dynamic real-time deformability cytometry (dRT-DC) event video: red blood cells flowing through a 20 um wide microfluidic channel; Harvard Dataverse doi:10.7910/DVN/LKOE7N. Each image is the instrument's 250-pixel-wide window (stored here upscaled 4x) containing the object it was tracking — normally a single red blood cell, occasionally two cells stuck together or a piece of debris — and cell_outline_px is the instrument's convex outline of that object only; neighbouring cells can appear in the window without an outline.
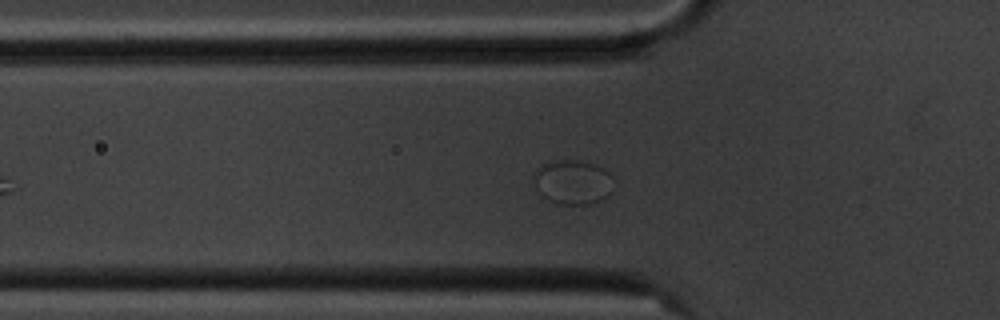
{"species": "common noctule bat (a hibernating species)", "species_latin": "Nyctalus noctula", "temperature_condition": "cold", "stored_images_in_passage": 39, "camera_frame_rate_fps": 3000, "um_per_image_px": 0.085, "animal": {"sex": "male", "body_mass_g": 20.1, "forearm_length_mm": 53.5}, "frame": {"image": 1, "passage_image": 8, "time_ms": 2.333, "image_size_px": [1000, 320], "cell_outline_px": [[616, 184], [612, 192], [608, 196], [600, 200], [588, 204], [556, 204], [540, 196], [536, 188], [532, 176], [536, 168], [544, 164], [556, 160], [580, 160], [592, 164], [608, 172], [616, 180]], "centroid_in_image_um": [48.69, 15.49], "position_along_channel_um": 77.1, "area_um2": 21.1}}
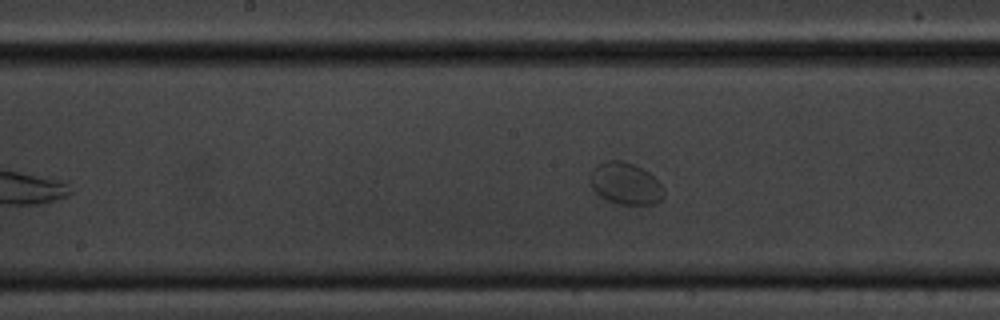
{"frame": {"image": 2, "passage_image": 18, "time_ms": 5.667, "image_size_px": [1000, 320], "cell_outline_px": [[664, 196], [656, 204], [616, 204], [604, 200], [592, 188], [588, 180], [588, 176], [592, 168], [596, 164], [604, 160], [624, 160], [636, 164], [648, 172], [664, 188]], "centroid_in_image_um": [53.11, 15.58], "position_along_channel_um": 195.1, "area_um2": 18.5}}
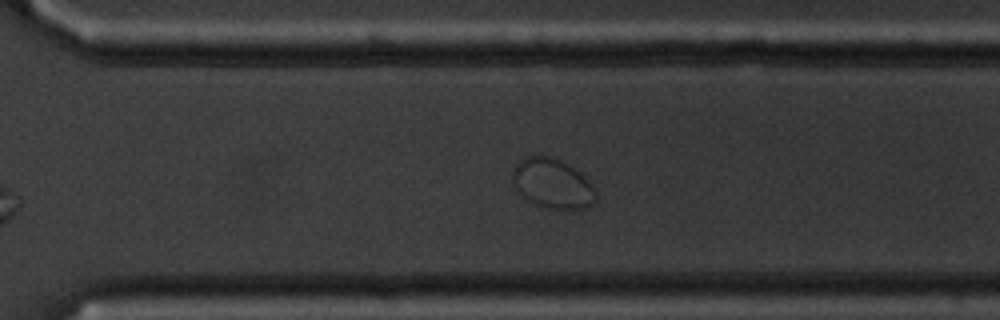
{"frame": {"image": 3, "passage_image": 29, "time_ms": 9.333, "image_size_px": [1000, 320], "cell_outline_px": [[596, 200], [588, 208], [548, 208], [524, 200], [520, 196], [512, 184], [512, 172], [516, 164], [520, 160], [528, 156], [556, 156], [580, 172], [592, 184], [596, 192]], "centroid_in_image_um": [46.93, 15.59], "position_along_channel_um": 323.7, "area_um2": 24.45}}